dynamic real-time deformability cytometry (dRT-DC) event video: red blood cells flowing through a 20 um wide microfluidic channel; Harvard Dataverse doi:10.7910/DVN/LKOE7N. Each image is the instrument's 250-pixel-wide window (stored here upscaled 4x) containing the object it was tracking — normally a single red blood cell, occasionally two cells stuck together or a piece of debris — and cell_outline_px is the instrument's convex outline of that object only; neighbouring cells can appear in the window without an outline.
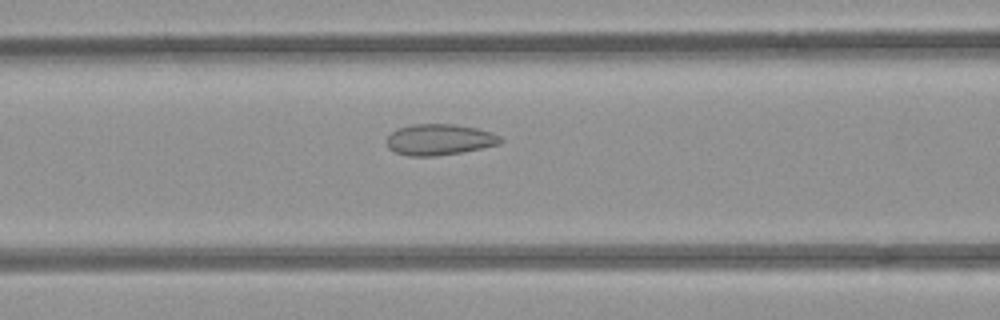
{"species": "common noctule bat (a hibernating species)", "species_latin": "Nyctalus noctula", "temperature_condition": "room temperature", "stored_images_in_passage": 39, "camera_frame_rate_fps": 3000, "um_per_image_px": 0.085, "animal": {"sex": "female", "body_mass_g": 21.9}, "frame": {"image": 1, "passage_image": 14, "time_ms": 4.333, "image_size_px": [1000, 320], "cell_outline_px": [[504, 140], [500, 144], [460, 152], [436, 156], [408, 156], [396, 152], [388, 148], [384, 140], [396, 128], [412, 124], [456, 124], [476, 128], [492, 132], [500, 136]], "centroid_in_image_um": [37.32, 11.86], "position_along_channel_um": 129.3, "area_um2": 20.75}}
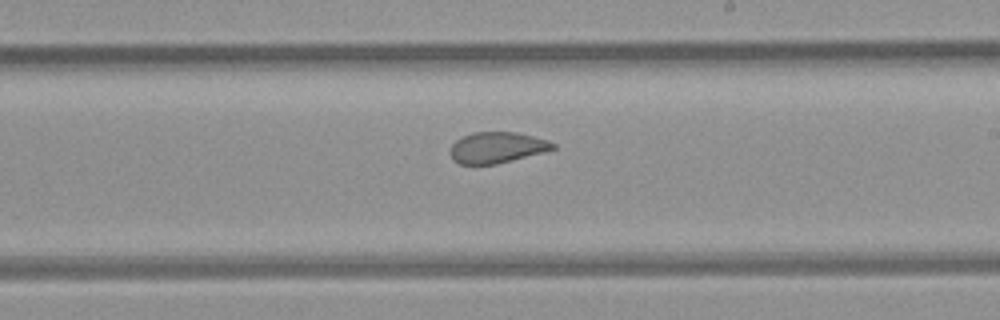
{"frame": {"image": 2, "passage_image": 23, "time_ms": 7.333, "image_size_px": [1000, 320], "cell_outline_px": [[556, 148], [544, 152], [496, 164], [460, 164], [452, 160], [448, 152], [452, 144], [456, 140], [472, 132], [516, 132], [548, 140], [556, 144]], "centroid_in_image_um": [42.21, 12.54], "position_along_channel_um": 246.8, "area_um2": 18.61}}
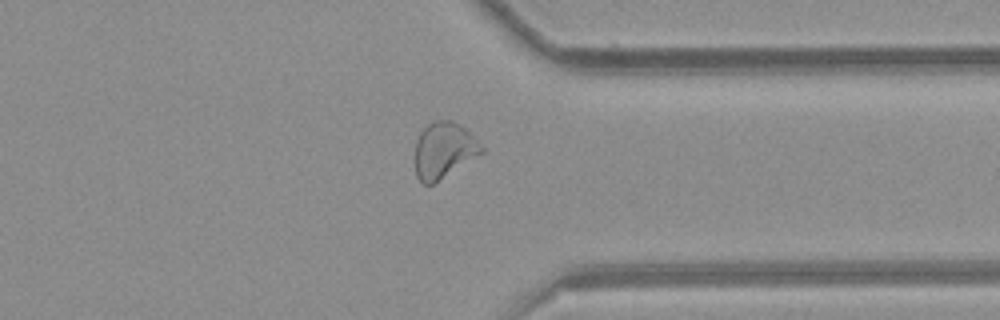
{"frame": {"image": 3, "passage_image": 33, "time_ms": 10.667, "image_size_px": [1000, 320], "cell_outline_px": [[484, 152], [432, 184], [424, 184], [416, 176], [416, 140], [420, 132], [428, 124], [436, 120], [452, 120], [460, 124], [484, 148]], "centroid_in_image_um": [37.72, 12.75], "position_along_channel_um": 373.7, "area_um2": 21.27}, "authors_computed_cell_mechanics": {"area_um2": 20.7502, "velocity_mm_per_s": 3.9147, "shape_relaxation_time_tau1_ms": null, "shape_relaxation_time_tau2_ms": 1.4978, "deformation_change_tau1": null, "deformation_change_tau2": 0.0767}}